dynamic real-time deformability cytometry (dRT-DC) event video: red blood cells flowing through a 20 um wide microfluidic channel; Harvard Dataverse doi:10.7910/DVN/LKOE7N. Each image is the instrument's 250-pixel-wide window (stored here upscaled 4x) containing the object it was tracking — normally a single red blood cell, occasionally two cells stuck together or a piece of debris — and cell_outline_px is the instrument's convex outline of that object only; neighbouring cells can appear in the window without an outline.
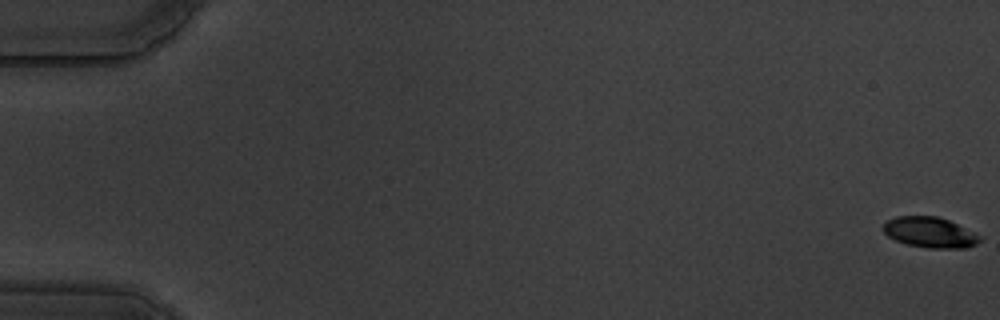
{"species": "common noctule bat (a hibernating species)", "species_latin": "Nyctalus noctula", "temperature_condition": "warm", "stored_images_in_passage": 59, "camera_frame_rate_fps": 3000, "um_per_image_px": 0.085, "animal": {"sex": "male", "body_mass_g": 19.5, "forearm_length_mm": 54.6}, "frame": {"image": 1, "passage_image": 1, "time_ms": 0.0, "image_size_px": [1000, 320], "cell_outline_px": [[980, 240], [976, 244], [968, 248], [928, 248], [908, 244], [896, 240], [888, 236], [880, 228], [888, 220], [896, 216], [936, 216], [948, 220], [980, 236]], "centroid_in_image_um": [79.0, 19.75], "position_along_channel_um": 6.0, "area_um2": 16.99}}
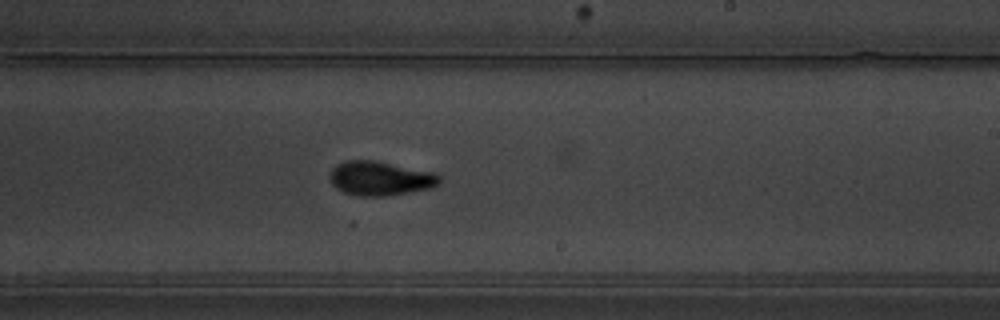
{"frame": {"image": 2, "passage_image": 37, "time_ms": 12.0, "image_size_px": [1000, 320], "cell_outline_px": [[440, 180], [436, 184], [428, 188], [408, 192], [384, 196], [360, 196], [344, 192], [336, 188], [332, 184], [328, 176], [332, 168], [336, 164], [344, 160], [376, 160], [436, 172], [440, 176]], "centroid_in_image_um": [32.27, 15.14], "position_along_channel_um": 256.7, "area_um2": 21.96}}
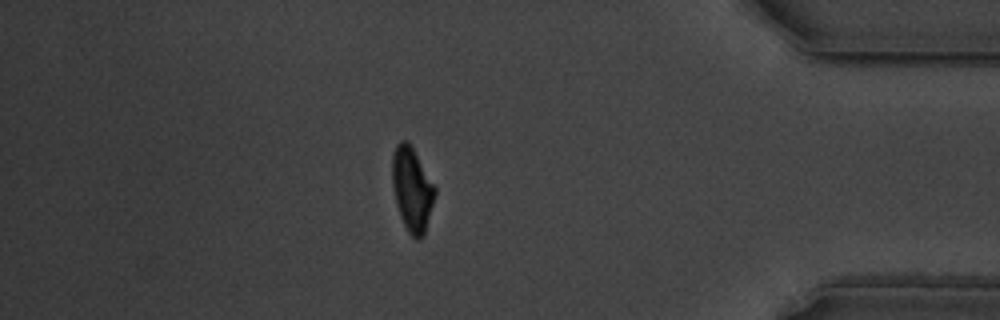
{"frame": {"image": 3, "passage_image": 52, "time_ms": 17.0, "image_size_px": [1000, 320], "cell_outline_px": [[436, 192], [424, 236], [420, 240], [416, 240], [408, 232], [400, 216], [396, 204], [392, 184], [392, 156], [396, 144], [400, 140], [408, 140], [436, 188]], "centroid_in_image_um": [35.01, 16.1], "position_along_channel_um": 400.2, "area_um2": 20.92}}